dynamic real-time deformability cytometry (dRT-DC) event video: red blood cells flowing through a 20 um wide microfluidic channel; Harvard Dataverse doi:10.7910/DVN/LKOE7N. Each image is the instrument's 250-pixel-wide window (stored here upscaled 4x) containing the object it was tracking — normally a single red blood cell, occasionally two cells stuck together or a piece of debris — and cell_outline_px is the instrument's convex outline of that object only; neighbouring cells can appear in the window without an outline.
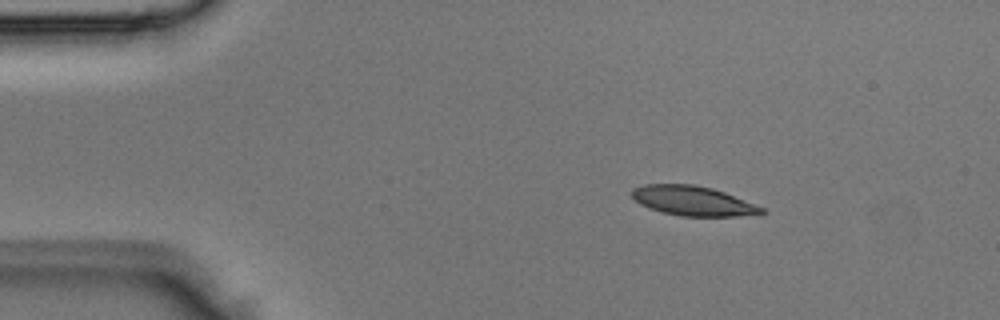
{"species": "Egyptian fruit bat (a non-hibernating species)", "species_latin": "Rousettus aegyptiacus", "temperature_condition": "room temperature", "stored_images_in_passage": 2, "camera_frame_rate_fps": 3000, "um_per_image_px": 0.085, "animal": {"sex": "male"}, "frame": {"image": 1, "passage_image": 1, "time_ms": 0.0, "image_size_px": [1000, 320], "cell_outline_px": [[768, 212], [760, 216], [680, 216], [664, 212], [640, 204], [632, 196], [632, 188], [644, 184], [696, 184], [712, 188], [724, 192], [756, 204], [764, 208]], "centroid_in_image_um": [58.99, 17.08], "position_along_channel_um": 26.0, "area_um2": 22.6}}